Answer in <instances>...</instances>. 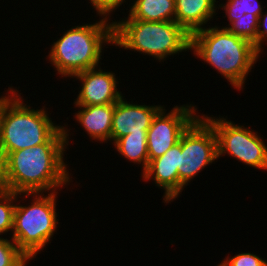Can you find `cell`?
Masks as SVG:
<instances>
[{"label":"cell","instance_id":"cell-1","mask_svg":"<svg viewBox=\"0 0 267 266\" xmlns=\"http://www.w3.org/2000/svg\"><path fill=\"white\" fill-rule=\"evenodd\" d=\"M66 149V143H44L10 152L0 162V188L47 193L68 186L73 175L64 162Z\"/></svg>","mask_w":267,"mask_h":266},{"label":"cell","instance_id":"cell-21","mask_svg":"<svg viewBox=\"0 0 267 266\" xmlns=\"http://www.w3.org/2000/svg\"><path fill=\"white\" fill-rule=\"evenodd\" d=\"M217 266H267V260L250 252H241L235 256H229Z\"/></svg>","mask_w":267,"mask_h":266},{"label":"cell","instance_id":"cell-3","mask_svg":"<svg viewBox=\"0 0 267 266\" xmlns=\"http://www.w3.org/2000/svg\"><path fill=\"white\" fill-rule=\"evenodd\" d=\"M207 26L190 35V51L216 69L233 88L243 90L261 52L252 42L221 26Z\"/></svg>","mask_w":267,"mask_h":266},{"label":"cell","instance_id":"cell-19","mask_svg":"<svg viewBox=\"0 0 267 266\" xmlns=\"http://www.w3.org/2000/svg\"><path fill=\"white\" fill-rule=\"evenodd\" d=\"M16 193L0 188V236L13 230Z\"/></svg>","mask_w":267,"mask_h":266},{"label":"cell","instance_id":"cell-2","mask_svg":"<svg viewBox=\"0 0 267 266\" xmlns=\"http://www.w3.org/2000/svg\"><path fill=\"white\" fill-rule=\"evenodd\" d=\"M0 97V162L13 151L44 143H66L70 128L56 125L45 106L34 109L23 103L19 90L8 87ZM66 127V128H65Z\"/></svg>","mask_w":267,"mask_h":266},{"label":"cell","instance_id":"cell-17","mask_svg":"<svg viewBox=\"0 0 267 266\" xmlns=\"http://www.w3.org/2000/svg\"><path fill=\"white\" fill-rule=\"evenodd\" d=\"M259 0H227L218 4L217 9L222 8L228 18L227 27L234 21V17H242L246 13L255 14L258 18L263 12V6Z\"/></svg>","mask_w":267,"mask_h":266},{"label":"cell","instance_id":"cell-20","mask_svg":"<svg viewBox=\"0 0 267 266\" xmlns=\"http://www.w3.org/2000/svg\"><path fill=\"white\" fill-rule=\"evenodd\" d=\"M29 261L11 238L0 237V266H27Z\"/></svg>","mask_w":267,"mask_h":266},{"label":"cell","instance_id":"cell-8","mask_svg":"<svg viewBox=\"0 0 267 266\" xmlns=\"http://www.w3.org/2000/svg\"><path fill=\"white\" fill-rule=\"evenodd\" d=\"M202 116L215 130L218 159L228 154L242 164L267 171V144L256 130L235 124L224 116Z\"/></svg>","mask_w":267,"mask_h":266},{"label":"cell","instance_id":"cell-11","mask_svg":"<svg viewBox=\"0 0 267 266\" xmlns=\"http://www.w3.org/2000/svg\"><path fill=\"white\" fill-rule=\"evenodd\" d=\"M122 96L114 103L112 117L111 143L118 138L130 133L147 132L152 119L163 107L162 105H143L141 103H131Z\"/></svg>","mask_w":267,"mask_h":266},{"label":"cell","instance_id":"cell-15","mask_svg":"<svg viewBox=\"0 0 267 266\" xmlns=\"http://www.w3.org/2000/svg\"><path fill=\"white\" fill-rule=\"evenodd\" d=\"M125 19L175 21V0H133Z\"/></svg>","mask_w":267,"mask_h":266},{"label":"cell","instance_id":"cell-16","mask_svg":"<svg viewBox=\"0 0 267 266\" xmlns=\"http://www.w3.org/2000/svg\"><path fill=\"white\" fill-rule=\"evenodd\" d=\"M113 145L120 156L134 164L142 165V173L146 170L149 163L147 132H132L126 136L118 138Z\"/></svg>","mask_w":267,"mask_h":266},{"label":"cell","instance_id":"cell-14","mask_svg":"<svg viewBox=\"0 0 267 266\" xmlns=\"http://www.w3.org/2000/svg\"><path fill=\"white\" fill-rule=\"evenodd\" d=\"M217 0H175V21L188 33L204 29L216 16Z\"/></svg>","mask_w":267,"mask_h":266},{"label":"cell","instance_id":"cell-23","mask_svg":"<svg viewBox=\"0 0 267 266\" xmlns=\"http://www.w3.org/2000/svg\"><path fill=\"white\" fill-rule=\"evenodd\" d=\"M264 42H267V12H262L258 19L256 48L262 53ZM267 44V43H265Z\"/></svg>","mask_w":267,"mask_h":266},{"label":"cell","instance_id":"cell-18","mask_svg":"<svg viewBox=\"0 0 267 266\" xmlns=\"http://www.w3.org/2000/svg\"><path fill=\"white\" fill-rule=\"evenodd\" d=\"M258 19L255 14L246 13L242 17H234V21L228 27L223 26L221 28H225L229 32L247 39L256 47Z\"/></svg>","mask_w":267,"mask_h":266},{"label":"cell","instance_id":"cell-4","mask_svg":"<svg viewBox=\"0 0 267 266\" xmlns=\"http://www.w3.org/2000/svg\"><path fill=\"white\" fill-rule=\"evenodd\" d=\"M99 16L102 19L93 24L72 26L53 42L47 58L59 77L72 78L80 72L100 66L103 48L106 44L114 46L113 20Z\"/></svg>","mask_w":267,"mask_h":266},{"label":"cell","instance_id":"cell-7","mask_svg":"<svg viewBox=\"0 0 267 266\" xmlns=\"http://www.w3.org/2000/svg\"><path fill=\"white\" fill-rule=\"evenodd\" d=\"M218 159L217 136L211 124L199 115L179 140V197L185 186Z\"/></svg>","mask_w":267,"mask_h":266},{"label":"cell","instance_id":"cell-5","mask_svg":"<svg viewBox=\"0 0 267 266\" xmlns=\"http://www.w3.org/2000/svg\"><path fill=\"white\" fill-rule=\"evenodd\" d=\"M113 45L164 62L170 55L190 50V34L176 21H142L120 19L113 21Z\"/></svg>","mask_w":267,"mask_h":266},{"label":"cell","instance_id":"cell-10","mask_svg":"<svg viewBox=\"0 0 267 266\" xmlns=\"http://www.w3.org/2000/svg\"><path fill=\"white\" fill-rule=\"evenodd\" d=\"M72 78L81 83L80 91L73 102L75 105H106L116 103L122 96L118 90V76L112 71H105L100 66L87 69Z\"/></svg>","mask_w":267,"mask_h":266},{"label":"cell","instance_id":"cell-9","mask_svg":"<svg viewBox=\"0 0 267 266\" xmlns=\"http://www.w3.org/2000/svg\"><path fill=\"white\" fill-rule=\"evenodd\" d=\"M163 106L152 119L147 130L149 161L165 154L177 144L182 133L199 116L196 105H176L168 113Z\"/></svg>","mask_w":267,"mask_h":266},{"label":"cell","instance_id":"cell-22","mask_svg":"<svg viewBox=\"0 0 267 266\" xmlns=\"http://www.w3.org/2000/svg\"><path fill=\"white\" fill-rule=\"evenodd\" d=\"M90 5L95 9L97 15H103L106 17H111L112 12L126 3V0H89Z\"/></svg>","mask_w":267,"mask_h":266},{"label":"cell","instance_id":"cell-6","mask_svg":"<svg viewBox=\"0 0 267 266\" xmlns=\"http://www.w3.org/2000/svg\"><path fill=\"white\" fill-rule=\"evenodd\" d=\"M34 193H16L13 230L11 239L17 247L30 259L48 246L57 232L58 213L56 208L58 191ZM33 197L29 205H21L20 199ZM19 199V201H18Z\"/></svg>","mask_w":267,"mask_h":266},{"label":"cell","instance_id":"cell-12","mask_svg":"<svg viewBox=\"0 0 267 266\" xmlns=\"http://www.w3.org/2000/svg\"><path fill=\"white\" fill-rule=\"evenodd\" d=\"M179 142L170 148L162 156L150 160L146 170L141 173L143 181H154L159 188L163 189V202L171 203L179 197Z\"/></svg>","mask_w":267,"mask_h":266},{"label":"cell","instance_id":"cell-13","mask_svg":"<svg viewBox=\"0 0 267 266\" xmlns=\"http://www.w3.org/2000/svg\"><path fill=\"white\" fill-rule=\"evenodd\" d=\"M79 108L74 119L84 128L90 139L100 143L111 142L114 103L106 105H74Z\"/></svg>","mask_w":267,"mask_h":266}]
</instances>
